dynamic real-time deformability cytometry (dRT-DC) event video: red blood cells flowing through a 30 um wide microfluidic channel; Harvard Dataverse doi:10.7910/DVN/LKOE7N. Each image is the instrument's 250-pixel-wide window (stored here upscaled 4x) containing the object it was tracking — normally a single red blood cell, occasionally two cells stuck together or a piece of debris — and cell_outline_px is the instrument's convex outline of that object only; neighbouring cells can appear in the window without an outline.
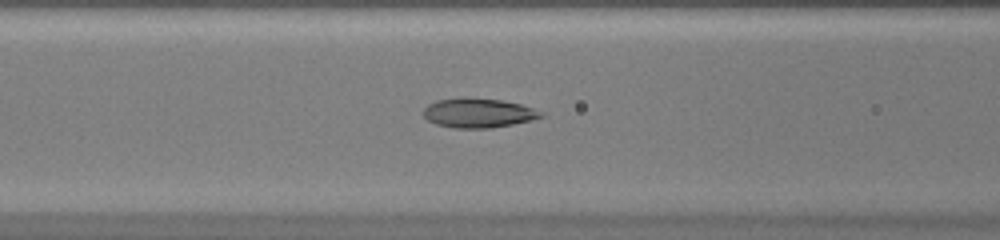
{"species": "common noctule bat (a hibernating species)", "species_latin": "Nyctalus noctula", "temperature_condition": "warm", "stored_images_in_passage": 46, "camera_frame_rate_fps": 3000, "um_per_image_px": 0.085, "animal": {"sex": "female", "body_mass_g": 20.0, "forearm_length_mm": 54.0}, "frame": {"image": 1, "passage_image": 20, "time_ms": 6.333, "image_size_px": [1000, 240], "cell_outline_px": [[544, 116], [532, 120], [492, 128], [452, 128], [436, 124], [428, 120], [424, 116], [424, 108], [428, 104], [436, 100], [464, 96], [500, 100], [520, 104], [544, 112]], "centroid_in_image_um": [40.64, 9.59], "position_along_channel_um": 126.0, "area_um2": 20.35}}
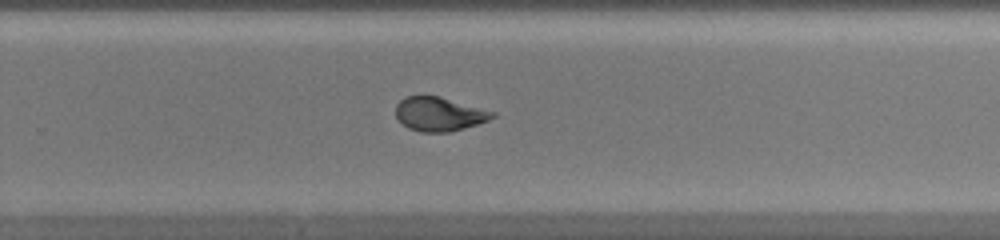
{"frame": {"image": 2, "passage_image": 31, "time_ms": 10.0, "image_size_px": [1000, 240], "cell_outline_px": [[496, 116], [488, 120], [464, 128], [448, 132], [420, 132], [408, 128], [400, 124], [396, 116], [396, 104], [404, 96], [440, 96], [496, 112]], "centroid_in_image_um": [37.3, 9.69], "position_along_channel_um": 292.5, "area_um2": 19.25}}
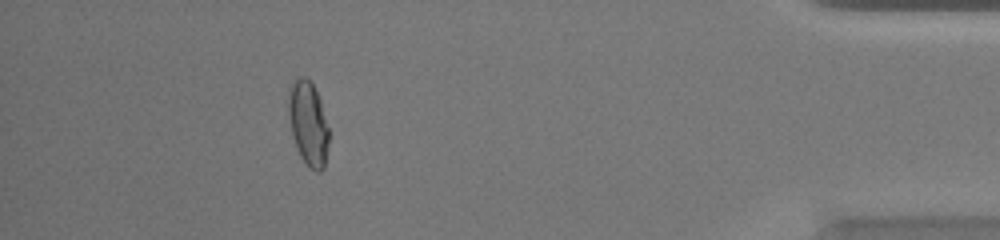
{"frame": {"image": 3, "passage_image": 42, "time_ms": 13.667, "image_size_px": [1000, 240], "cell_outline_px": [[328, 144], [324, 168], [320, 172], [316, 172], [308, 168], [300, 156], [296, 148], [292, 136], [288, 116], [288, 88], [300, 76], [304, 76], [312, 84], [320, 100], [328, 128]], "centroid_in_image_um": [26.18, 10.53], "position_along_channel_um": 409.0, "area_um2": 19.88}}